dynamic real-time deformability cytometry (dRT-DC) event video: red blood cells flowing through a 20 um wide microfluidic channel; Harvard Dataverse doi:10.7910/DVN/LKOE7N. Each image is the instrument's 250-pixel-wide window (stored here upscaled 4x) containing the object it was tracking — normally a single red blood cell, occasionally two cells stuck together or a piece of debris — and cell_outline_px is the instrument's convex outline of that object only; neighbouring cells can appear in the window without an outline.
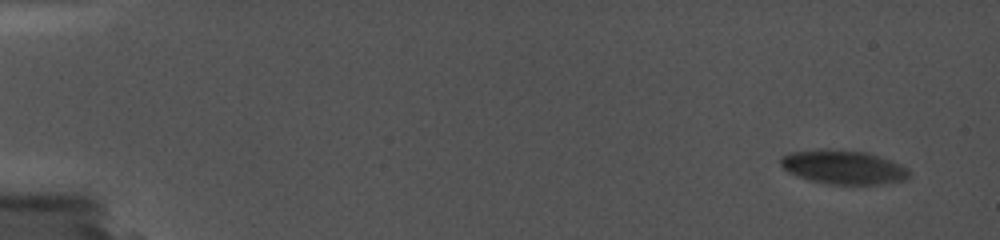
{"species": "common noctule bat (a hibernating species)", "species_latin": "Nyctalus noctula", "temperature_condition": "cold", "stored_images_in_passage": 4, "camera_frame_rate_fps": 5000, "um_per_image_px": 0.085, "animal": {"sex": "female", "body_mass_g": 19.0, "forearm_length_mm": 56.7}, "frame": {"image": 1, "passage_image": 1, "time_ms": 0.0, "image_size_px": [1000, 240], "cell_outline_px": [[912, 172], [904, 180], [880, 184], [828, 184], [808, 180], [796, 176], [788, 172], [780, 164], [780, 156], [788, 152], [816, 148], [840, 148], [868, 152], [892, 160], [908, 168]], "centroid_in_image_um": [71.65, 14.17], "position_along_channel_um": 13.4, "area_um2": 26.18}}